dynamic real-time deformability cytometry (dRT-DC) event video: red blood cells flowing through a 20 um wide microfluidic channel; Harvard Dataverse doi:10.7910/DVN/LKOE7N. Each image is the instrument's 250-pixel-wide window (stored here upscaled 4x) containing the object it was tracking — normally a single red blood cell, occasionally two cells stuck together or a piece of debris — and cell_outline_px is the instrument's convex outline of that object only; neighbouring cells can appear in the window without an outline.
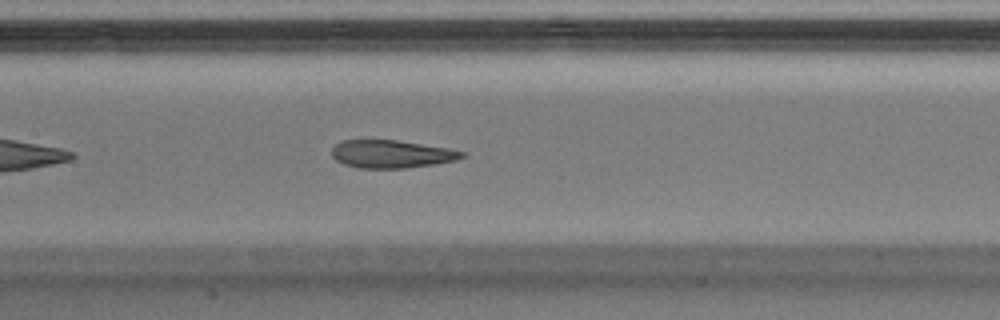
{"species": "Egyptian fruit bat (a non-hibernating species)", "species_latin": "Rousettus aegyptiacus", "temperature_condition": "warm", "stored_images_in_passage": 36, "camera_frame_rate_fps": 3000, "um_per_image_px": 0.085, "animal": {"sex": "male"}, "frame": {"image": 1, "passage_image": 11, "time_ms": 3.333, "image_size_px": [1000, 320], "cell_outline_px": [[464, 156], [456, 160], [432, 164], [404, 168], [356, 168], [344, 164], [336, 160], [332, 156], [332, 148], [336, 144], [344, 140], [396, 140], [448, 148], [464, 152]], "centroid_in_image_um": [33.23, 13.09], "position_along_channel_um": 174.2, "area_um2": 20.92}, "authors_computed_cell_mechanics": {"area_um2": 23.2356, "velocity_mm_per_s": 4.099, "shape_relaxation_time_tau1_ms": null, "shape_relaxation_time_tau2_ms": 2.0422, "deformation_change_tau1": null, "deformation_change_tau2": 0.1048}}